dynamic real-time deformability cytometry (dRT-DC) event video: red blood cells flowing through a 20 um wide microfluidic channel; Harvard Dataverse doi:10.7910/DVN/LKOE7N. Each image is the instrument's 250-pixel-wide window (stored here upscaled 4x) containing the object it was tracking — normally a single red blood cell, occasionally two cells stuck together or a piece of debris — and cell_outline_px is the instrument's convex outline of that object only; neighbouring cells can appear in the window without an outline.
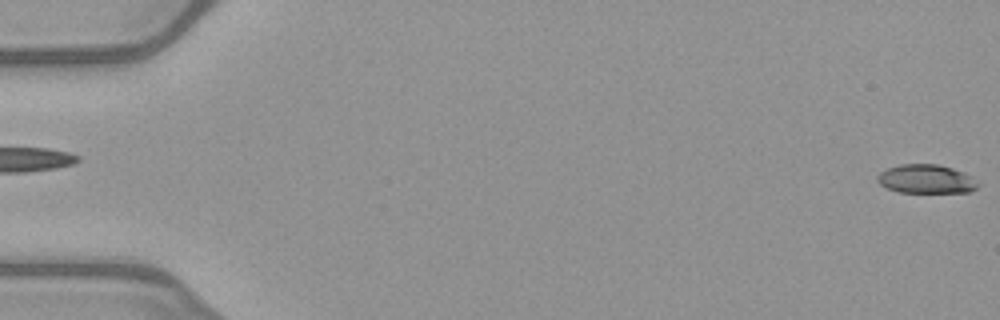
{"species": "common noctule bat (a hibernating species)", "species_latin": "Nyctalus noctula", "temperature_condition": "warm", "stored_images_in_passage": 52, "camera_frame_rate_fps": 3000, "um_per_image_px": 0.085, "animal": {"sex": "female", "body_mass_g": 21.9}, "frame": {"image": 1, "passage_image": 1, "time_ms": 0.0, "image_size_px": [1000, 320], "cell_outline_px": [[980, 184], [976, 188], [968, 192], [900, 192], [888, 188], [880, 184], [876, 180], [876, 176], [880, 172], [888, 168], [900, 164], [936, 164], [952, 168], [964, 172], [972, 176]], "centroid_in_image_um": [78.73, 15.21], "position_along_channel_um": 6.3, "area_um2": 16.88}}
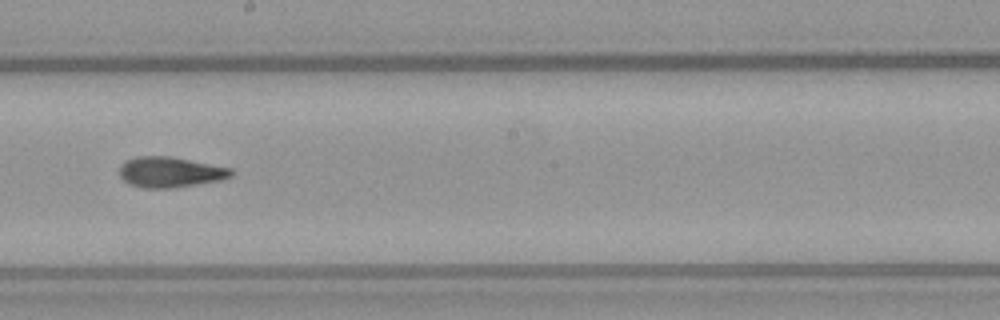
{"frame": {"image": 2, "passage_image": 30, "time_ms": 9.667, "image_size_px": [1000, 320], "cell_outline_px": [[232, 176], [220, 180], [168, 188], [144, 188], [128, 184], [120, 176], [120, 164], [136, 156], [168, 156], [232, 168]], "centroid_in_image_um": [14.43, 14.63], "position_along_channel_um": 233.8, "area_um2": 19.59}}
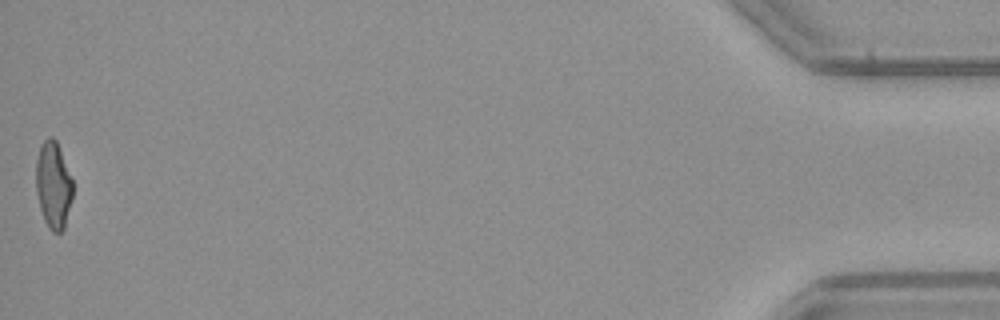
{"frame": {"image": 3, "passage_image": 52, "time_ms": 17.0, "image_size_px": [1000, 320], "cell_outline_px": [[72, 196], [64, 228], [60, 232], [52, 232], [48, 228], [44, 220], [40, 208], [36, 192], [36, 160], [40, 144], [48, 136], [52, 136], [56, 140], [72, 180]], "centroid_in_image_um": [4.51, 15.72], "position_along_channel_um": 430.7, "area_um2": 18.5}, "authors_computed_cell_mechanics": {"area_um2": 19.1318, "velocity_mm_per_s": 4.0504, "shape_relaxation_time_tau1_ms": null, "shape_relaxation_time_tau2_ms": 2.2676, "deformation_change_tau1": null, "deformation_change_tau2": 0.1016}}